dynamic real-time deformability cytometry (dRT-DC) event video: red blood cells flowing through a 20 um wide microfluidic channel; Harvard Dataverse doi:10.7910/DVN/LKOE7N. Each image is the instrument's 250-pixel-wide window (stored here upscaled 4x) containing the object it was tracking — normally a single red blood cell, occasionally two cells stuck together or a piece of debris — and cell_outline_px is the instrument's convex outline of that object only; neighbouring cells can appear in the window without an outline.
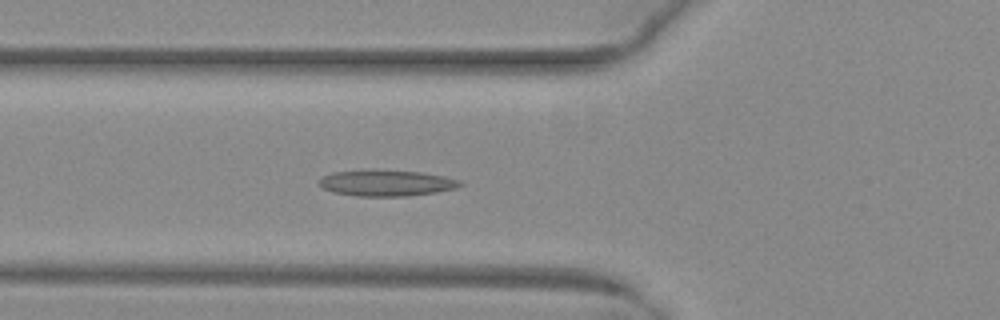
{"species": "common noctule bat (a hibernating species)", "species_latin": "Nyctalus noctula", "temperature_condition": "warm", "stored_images_in_passage": 53, "camera_frame_rate_fps": 3000, "um_per_image_px": 0.085, "animal": {"sex": "female", "body_mass_g": 29.2, "forearm_length_mm": 56.3}, "frame": {"image": 1, "passage_image": 20, "time_ms": 6.333, "image_size_px": [1000, 320], "cell_outline_px": [[464, 184], [456, 188], [436, 192], [408, 196], [356, 196], [332, 192], [324, 188], [320, 184], [320, 180], [324, 176], [332, 172], [364, 168], [420, 172], [444, 176], [460, 180]], "centroid_in_image_um": [32.84, 15.53], "position_along_channel_um": 93.0, "area_um2": 21.79}}
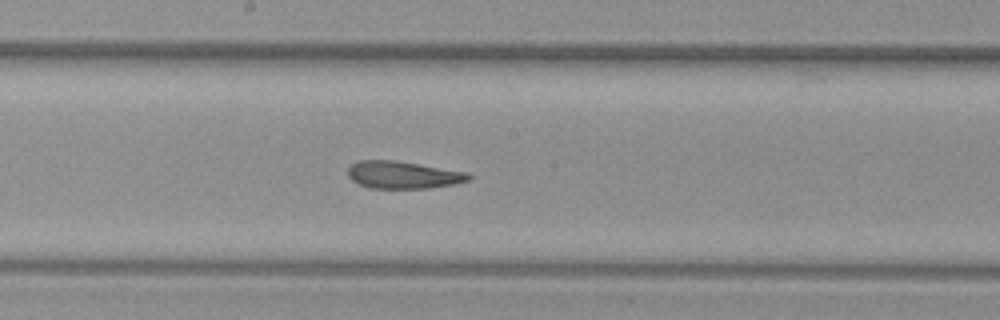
{"frame": {"image": 2, "passage_image": 29, "time_ms": 9.333, "image_size_px": [1000, 320], "cell_outline_px": [[472, 176], [468, 180], [456, 184], [428, 188], [372, 188], [360, 184], [352, 180], [348, 176], [348, 168], [356, 160], [396, 160], [468, 172]], "centroid_in_image_um": [34.27, 14.85], "position_along_channel_um": 213.9, "area_um2": 19.31}}
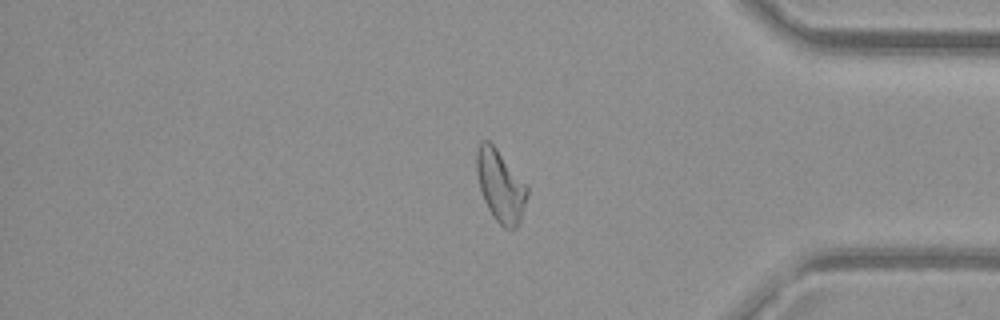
{"frame": {"image": 3, "passage_image": 44, "time_ms": 14.333, "image_size_px": [1000, 320], "cell_outline_px": [[528, 192], [520, 220], [516, 228], [504, 228], [492, 216], [484, 200], [480, 188], [476, 172], [476, 152], [480, 140], [488, 140], [496, 148], [528, 188]], "centroid_in_image_um": [42.5, 15.79], "position_along_channel_um": 392.7, "area_um2": 20.75}, "authors_computed_cell_mechanics": {"area_um2": 21.3282, "velocity_mm_per_s": 4.0271, "shape_relaxation_time_tau1_ms": null, "shape_relaxation_time_tau2_ms": 3.24, "deformation_change_tau1": null, "deformation_change_tau2": 0.1249}}